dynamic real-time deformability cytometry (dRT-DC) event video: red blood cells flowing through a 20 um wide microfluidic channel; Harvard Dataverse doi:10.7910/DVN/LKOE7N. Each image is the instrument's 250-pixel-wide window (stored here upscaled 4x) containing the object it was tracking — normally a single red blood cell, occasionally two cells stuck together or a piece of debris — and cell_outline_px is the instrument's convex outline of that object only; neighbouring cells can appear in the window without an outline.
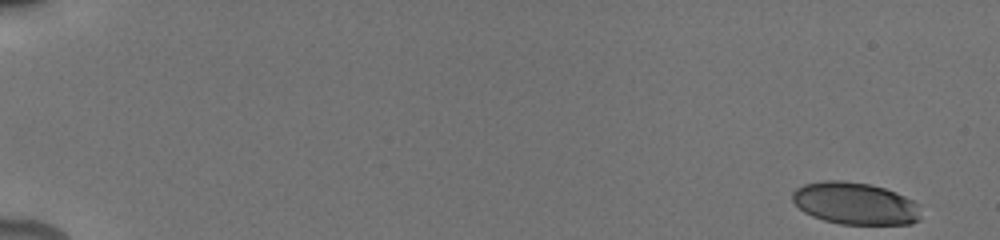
{"species": "human", "species_latin": "Homo sapiens", "temperature_condition": "cold", "stored_images_in_passage": 62, "camera_frame_rate_fps": 3000, "um_per_image_px": 0.085, "donor": {"sex": "male"}, "frame": {"image": 1, "passage_image": 1, "time_ms": 0.0, "image_size_px": [1000, 240], "cell_outline_px": [[920, 220], [912, 224], [840, 224], [824, 220], [812, 216], [804, 212], [792, 200], [792, 192], [796, 188], [804, 184], [824, 180], [844, 180], [872, 184], [896, 192], [920, 204]], "centroid_in_image_um": [72.7, 17.29], "position_along_channel_um": 12.3, "area_um2": 31.85}}
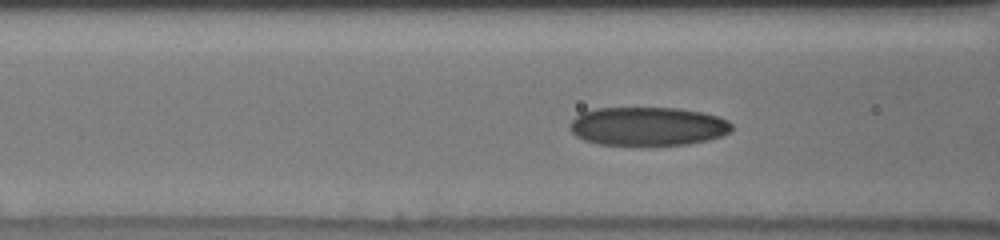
{"frame": {"image": 2, "passage_image": 18, "time_ms": 7.333, "image_size_px": [1000, 240], "cell_outline_px": [[732, 128], [728, 132], [720, 136], [708, 140], [688, 144], [600, 144], [584, 140], [576, 136], [568, 128], [568, 124], [580, 112], [596, 108], [680, 108], [700, 112], [716, 116], [728, 120], [732, 124]], "centroid_in_image_um": [55.02, 10.72], "position_along_channel_um": 111.6, "area_um2": 36.24}}
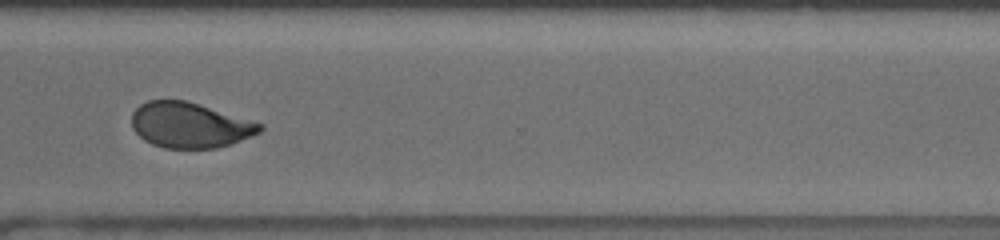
{"frame": {"image": 3, "passage_image": 41, "time_ms": 13.667, "image_size_px": [1000, 240], "cell_outline_px": [[264, 128], [260, 132], [240, 140], [216, 148], [164, 148], [152, 144], [144, 140], [132, 128], [132, 112], [140, 104], [148, 100], [184, 100], [264, 124]], "centroid_in_image_um": [16.1, 10.64], "position_along_channel_um": 354.5, "area_um2": 33.58}, "authors_computed_cell_mechanics": {"area_um2": 34.969, "velocity_mm_per_s": 3.8394, "shape_relaxation_time_tau1_ms": 4.0612, "shape_relaxation_time_tau2_ms": 1.2911, "deformation_change_tau1": 0.1463, "deformation_change_tau2": 0.0632}}